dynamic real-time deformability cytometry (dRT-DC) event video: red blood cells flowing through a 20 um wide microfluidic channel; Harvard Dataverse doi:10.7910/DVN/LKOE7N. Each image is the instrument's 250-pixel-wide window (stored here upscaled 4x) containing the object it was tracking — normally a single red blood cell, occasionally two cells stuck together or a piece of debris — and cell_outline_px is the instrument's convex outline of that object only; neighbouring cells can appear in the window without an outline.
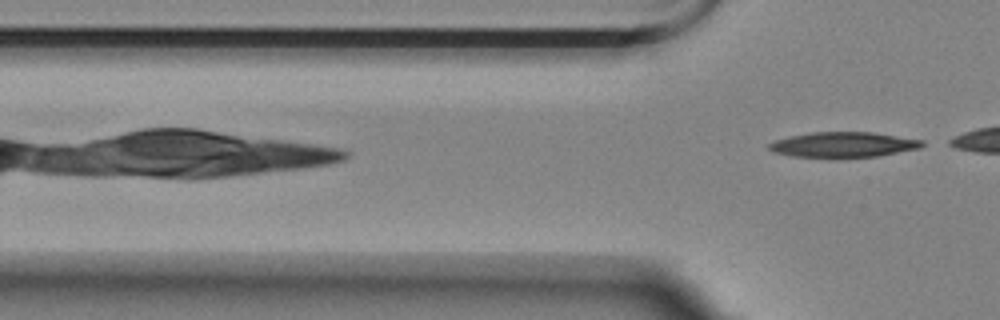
{"species": "Egyptian fruit bat (a non-hibernating species)", "species_latin": "Rousettus aegyptiacus", "temperature_condition": "room temperature", "stored_images_in_passage": 5, "camera_frame_rate_fps": 3000, "um_per_image_px": 0.085, "animal": {"sex": "female"}, "frame": {"image": 1, "passage_image": 5, "time_ms": 5.0, "image_size_px": [1000, 320], "cell_outline_px": [[924, 144], [920, 148], [876, 156], [792, 156], [776, 152], [768, 148], [768, 144], [776, 140], [792, 136], [812, 132], [872, 132], [924, 140]], "centroid_in_image_um": [71.72, 12.27], "position_along_channel_um": 54.1, "area_um2": 21.85}}